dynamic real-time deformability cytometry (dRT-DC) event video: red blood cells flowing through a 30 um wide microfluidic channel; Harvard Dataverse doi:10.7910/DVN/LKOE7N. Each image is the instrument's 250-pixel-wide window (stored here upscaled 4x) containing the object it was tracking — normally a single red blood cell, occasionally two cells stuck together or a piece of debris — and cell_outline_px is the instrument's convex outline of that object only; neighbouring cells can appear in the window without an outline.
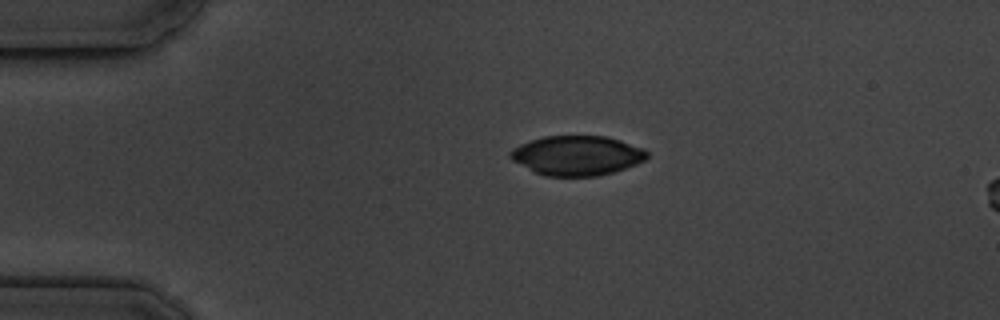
{"species": "common noctule bat (a hibernating species)", "species_latin": "Nyctalus noctula", "temperature_condition": "cold", "stored_images_in_passage": 3, "segment_of_instrument_passage": [1, 2], "camera_frame_rate_fps": 3000, "um_per_image_px": 0.085, "animal": {"sex": "male", "body_mass_g": 19.5, "forearm_length_mm": 54.6}, "frame": {"image": 1, "passage_image": 1, "time_ms": 0.0, "image_size_px": [1000, 320], "cell_outline_px": [[648, 156], [644, 160], [636, 164], [612, 172], [596, 176], [544, 176], [532, 172], [512, 160], [508, 156], [508, 152], [512, 148], [520, 144], [544, 136], [608, 136], [644, 148], [648, 152]], "centroid_in_image_um": [49.01, 13.22], "position_along_channel_um": 36.0, "area_um2": 31.73}}